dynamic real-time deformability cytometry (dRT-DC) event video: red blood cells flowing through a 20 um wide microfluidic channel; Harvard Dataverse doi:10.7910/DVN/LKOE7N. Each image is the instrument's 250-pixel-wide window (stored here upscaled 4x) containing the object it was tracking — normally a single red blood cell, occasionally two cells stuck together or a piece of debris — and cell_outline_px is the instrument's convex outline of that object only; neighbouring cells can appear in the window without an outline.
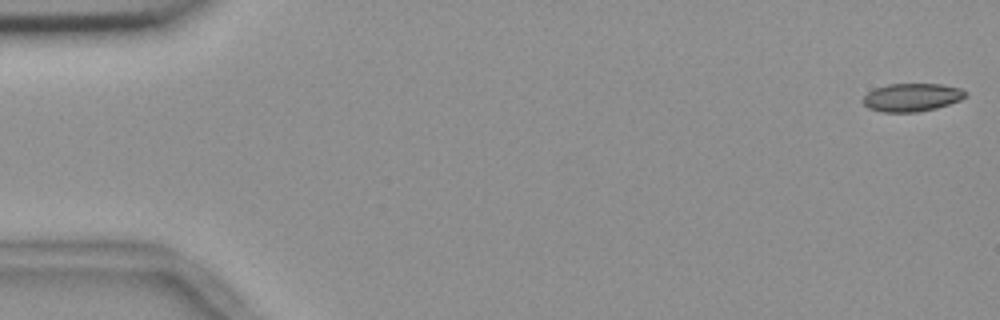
{"species": "common noctule bat (a hibernating species)", "species_latin": "Nyctalus noctula", "temperature_condition": "room temperature", "stored_images_in_passage": 56, "camera_frame_rate_fps": 3000, "um_per_image_px": 0.085, "animal": {"sex": "female", "body_mass_g": 18.4}, "frame": {"image": 1, "passage_image": 1, "time_ms": 0.0, "image_size_px": [1000, 320], "cell_outline_px": [[968, 96], [960, 100], [936, 108], [916, 112], [884, 112], [868, 108], [860, 100], [868, 92], [876, 88], [888, 84], [940, 84], [960, 88], [968, 92]], "centroid_in_image_um": [77.51, 8.27], "position_along_channel_um": 7.5, "area_um2": 16.82}}
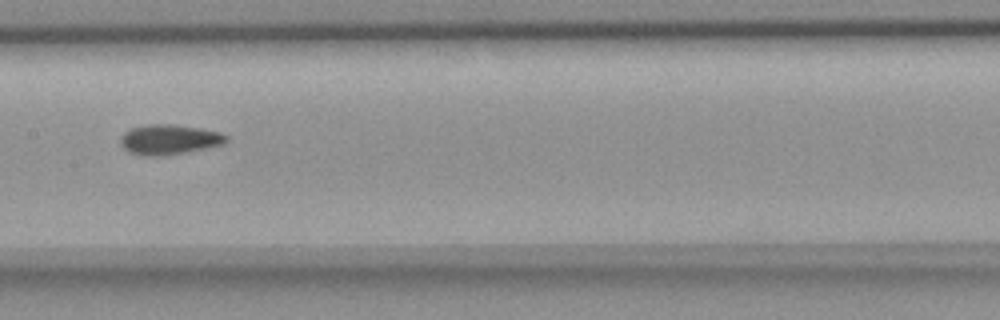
{"frame": {"image": 2, "passage_image": 28, "time_ms": 9.0, "image_size_px": [1000, 320], "cell_outline_px": [[228, 140], [224, 144], [184, 152], [156, 156], [144, 156], [128, 152], [120, 144], [120, 140], [124, 132], [132, 128], [148, 124], [168, 124], [200, 128], [220, 132], [228, 136]], "centroid_in_image_um": [14.37, 11.85], "position_along_channel_um": 193.0, "area_um2": 18.32}}
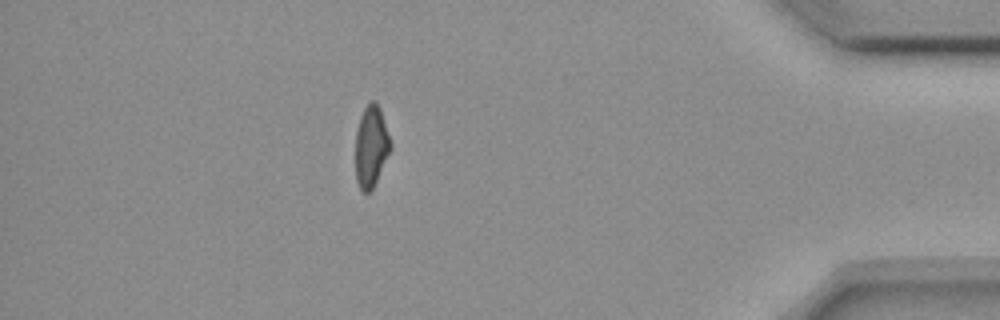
{"frame": {"image": 3, "passage_image": 49, "time_ms": 16.0, "image_size_px": [1000, 320], "cell_outline_px": [[392, 148], [372, 188], [368, 192], [364, 192], [360, 188], [356, 180], [356, 132], [360, 116], [364, 108], [372, 100], [376, 100], [380, 108], [392, 144]], "centroid_in_image_um": [31.55, 12.4], "position_along_channel_um": 403.6, "area_um2": 16.47}, "authors_computed_cell_mechanics": {"area_um2": 17.5712, "velocity_mm_per_s": 3.6471, "shape_relaxation_time_tau1_ms": null, "shape_relaxation_time_tau2_ms": 3.3931, "deformation_change_tau1": null, "deformation_change_tau2": 0.0973}}